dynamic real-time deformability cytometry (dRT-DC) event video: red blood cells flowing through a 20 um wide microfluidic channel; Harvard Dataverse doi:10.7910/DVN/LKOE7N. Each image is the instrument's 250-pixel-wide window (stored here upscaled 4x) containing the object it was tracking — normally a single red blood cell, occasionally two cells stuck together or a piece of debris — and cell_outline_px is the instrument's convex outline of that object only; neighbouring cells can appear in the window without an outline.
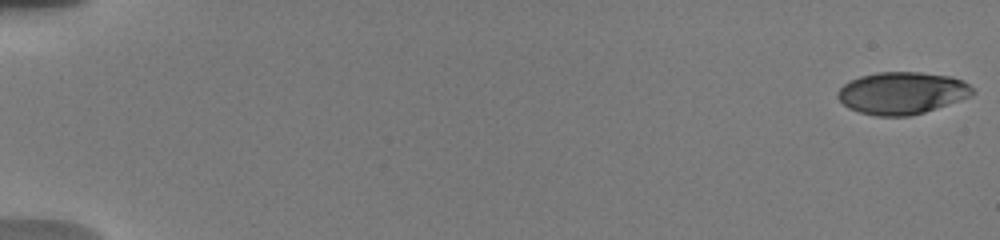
{"species": "human", "species_latin": "Homo sapiens", "temperature_condition": "warm", "stored_images_in_passage": 11, "camera_frame_rate_fps": 3000, "um_per_image_px": 0.085, "donor": {"sex": "male"}, "frame": {"image": 1, "passage_image": 1, "time_ms": 0.0, "image_size_px": [1000, 240], "cell_outline_px": [[976, 92], [972, 96], [912, 116], [876, 116], [860, 112], [848, 108], [836, 96], [836, 92], [848, 80], [860, 76], [876, 72], [920, 72], [952, 76], [964, 80]], "centroid_in_image_um": [76.67, 7.9], "position_along_channel_um": 8.3, "area_um2": 33.41}}